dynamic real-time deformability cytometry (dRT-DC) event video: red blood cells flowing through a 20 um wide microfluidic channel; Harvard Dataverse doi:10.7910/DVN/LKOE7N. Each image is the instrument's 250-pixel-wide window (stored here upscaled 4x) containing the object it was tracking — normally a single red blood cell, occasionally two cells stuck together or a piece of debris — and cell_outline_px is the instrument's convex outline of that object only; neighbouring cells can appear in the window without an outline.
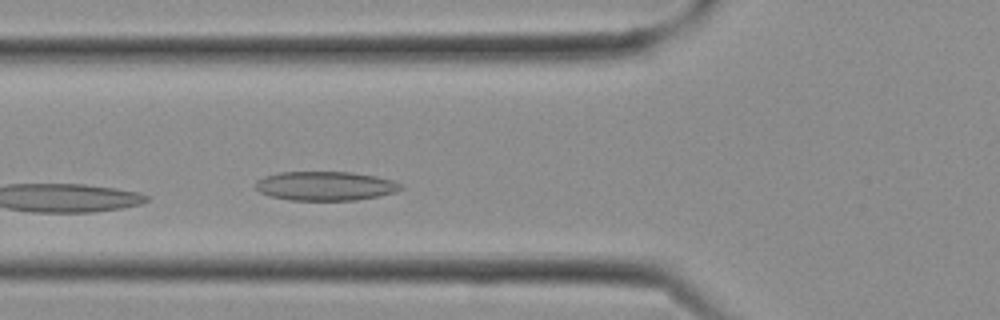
{"species": "Egyptian fruit bat (a non-hibernating species)", "species_latin": "Rousettus aegyptiacus", "temperature_condition": "cold", "stored_images_in_passage": 2, "camera_frame_rate_fps": 3000, "um_per_image_px": 0.085, "frame": {"image": 1, "passage_image": 2, "time_ms": 0.333, "image_size_px": [1000, 320], "cell_outline_px": [[404, 188], [396, 192], [356, 200], [288, 200], [268, 196], [260, 192], [256, 188], [256, 180], [264, 176], [280, 172], [352, 172], [376, 176], [392, 180], [404, 184]], "centroid_in_image_um": [27.66, 15.8], "position_along_channel_um": 98.1, "area_um2": 24.8}}